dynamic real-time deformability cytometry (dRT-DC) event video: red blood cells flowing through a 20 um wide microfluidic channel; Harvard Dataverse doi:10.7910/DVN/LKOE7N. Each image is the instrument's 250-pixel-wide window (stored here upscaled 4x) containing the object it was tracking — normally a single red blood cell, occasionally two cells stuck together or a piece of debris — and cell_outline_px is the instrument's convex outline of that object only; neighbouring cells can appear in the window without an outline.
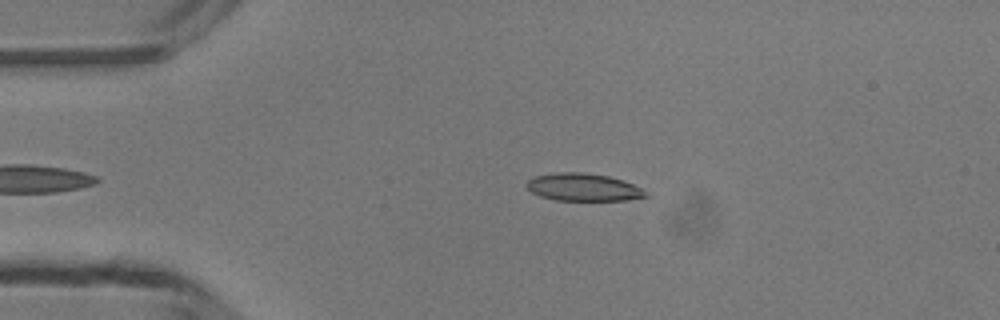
{"species": "common noctule bat (a hibernating species)", "species_latin": "Nyctalus noctula", "temperature_condition": "room temperature", "stored_images_in_passage": 37, "camera_frame_rate_fps": 3000, "um_per_image_px": 0.085, "animal": {"sex": "male", "body_mass_g": 13.3}, "frame": {"image": 1, "passage_image": 5, "time_ms": 1.333, "image_size_px": [1000, 320], "cell_outline_px": [[648, 196], [628, 200], [556, 200], [540, 196], [532, 192], [524, 184], [528, 180], [536, 176], [556, 172], [584, 172], [608, 176], [632, 184], [640, 188]], "centroid_in_image_um": [49.53, 15.91], "position_along_channel_um": 35.5, "area_um2": 18.9}}
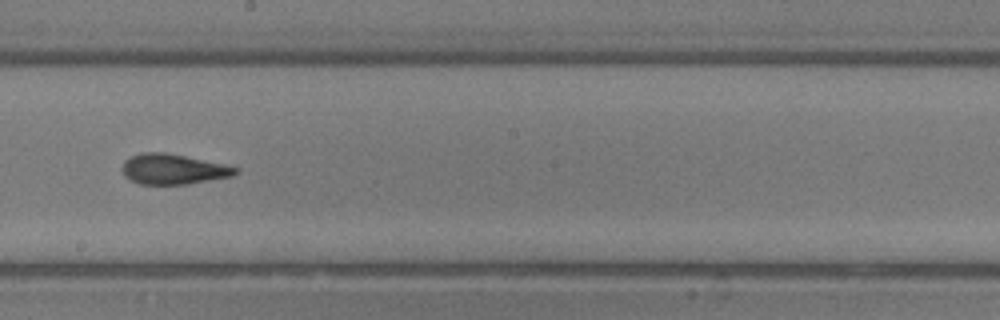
{"frame": {"image": 2, "passage_image": 22, "time_ms": 7.0, "image_size_px": [1000, 320], "cell_outline_px": [[240, 172], [232, 176], [188, 184], [140, 184], [128, 180], [124, 176], [120, 168], [124, 160], [132, 156], [144, 152], [164, 152], [224, 164], [240, 168]], "centroid_in_image_um": [14.69, 14.38], "position_along_channel_um": 233.5, "area_um2": 20.11}}
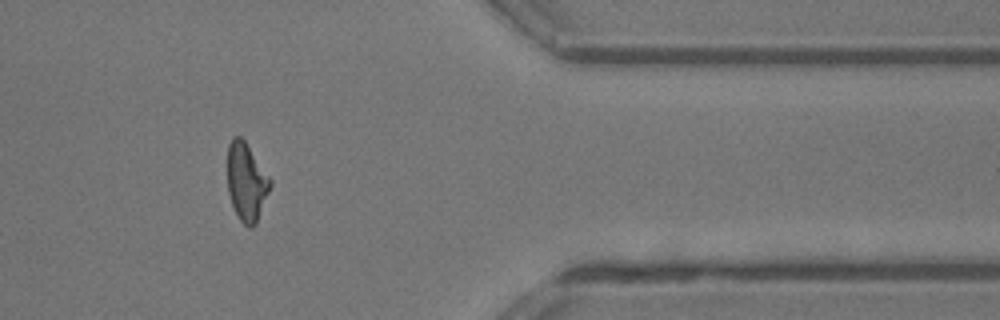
{"frame": {"image": 3, "passage_image": 35, "time_ms": 11.333, "image_size_px": [1000, 320], "cell_outline_px": [[272, 184], [256, 224], [252, 228], [248, 228], [240, 220], [232, 204], [228, 192], [228, 144], [232, 136], [240, 136], [244, 140], [272, 180]], "centroid_in_image_um": [20.95, 15.46], "position_along_channel_um": 390.4, "area_um2": 19.36}, "authors_computed_cell_mechanics": {"area_um2": 19.7676, "velocity_mm_per_s": 4.1675, "shape_relaxation_time_tau1_ms": 4.1766, "shape_relaxation_time_tau2_ms": 1.7603, "deformation_change_tau1": 0.1763, "deformation_change_tau2": 0.1148}}